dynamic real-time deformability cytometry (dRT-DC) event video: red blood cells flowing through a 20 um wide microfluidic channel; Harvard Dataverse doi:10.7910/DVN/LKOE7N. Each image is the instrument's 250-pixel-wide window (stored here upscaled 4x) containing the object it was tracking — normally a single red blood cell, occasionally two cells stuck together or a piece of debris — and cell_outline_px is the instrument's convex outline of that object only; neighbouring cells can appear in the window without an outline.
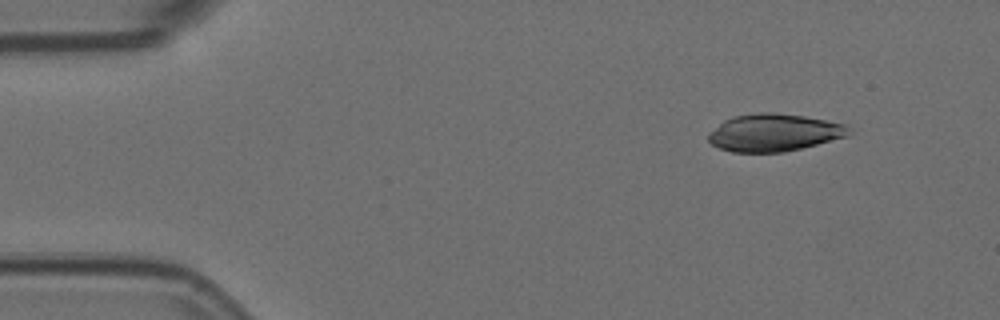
{"species": "Egyptian fruit bat (a non-hibernating species)", "species_latin": "Rousettus aegyptiacus", "temperature_condition": "room temperature", "stored_images_in_passage": 3, "camera_frame_rate_fps": 3000, "um_per_image_px": 0.085, "animal": {"sex": "female"}, "frame": {"image": 1, "passage_image": 1, "time_ms": 0.0, "image_size_px": [1000, 320], "cell_outline_px": [[852, 132], [848, 136], [784, 152], [732, 152], [720, 148], [712, 144], [708, 140], [708, 136], [724, 120], [732, 116], [760, 112], [772, 112], [804, 116], [844, 124], [852, 128]], "centroid_in_image_um": [65.82, 11.27], "position_along_channel_um": 19.2, "area_um2": 30.4}}